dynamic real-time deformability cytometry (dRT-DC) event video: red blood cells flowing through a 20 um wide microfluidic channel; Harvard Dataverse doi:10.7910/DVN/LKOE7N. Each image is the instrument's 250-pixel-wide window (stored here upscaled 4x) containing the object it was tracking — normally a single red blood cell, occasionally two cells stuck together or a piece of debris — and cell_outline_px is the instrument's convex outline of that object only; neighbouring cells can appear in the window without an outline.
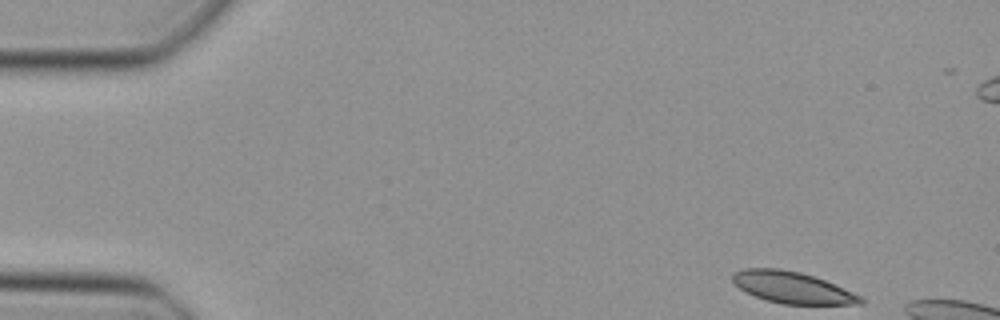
{"species": "Egyptian fruit bat (a non-hibernating species)", "species_latin": "Rousettus aegyptiacus", "temperature_condition": "cold", "stored_images_in_passage": 12, "camera_frame_rate_fps": 3000, "um_per_image_px": 0.085, "animal": {"sex": "female"}, "frame": {"image": 1, "passage_image": 1, "time_ms": 0.0, "image_size_px": [1000, 320], "cell_outline_px": [[864, 304], [784, 304], [768, 300], [756, 296], [740, 288], [732, 280], [732, 272], [744, 268], [780, 268], [800, 272], [824, 280], [864, 296]], "centroid_in_image_um": [67.38, 24.43], "position_along_channel_um": 17.6, "area_um2": 23.41}}